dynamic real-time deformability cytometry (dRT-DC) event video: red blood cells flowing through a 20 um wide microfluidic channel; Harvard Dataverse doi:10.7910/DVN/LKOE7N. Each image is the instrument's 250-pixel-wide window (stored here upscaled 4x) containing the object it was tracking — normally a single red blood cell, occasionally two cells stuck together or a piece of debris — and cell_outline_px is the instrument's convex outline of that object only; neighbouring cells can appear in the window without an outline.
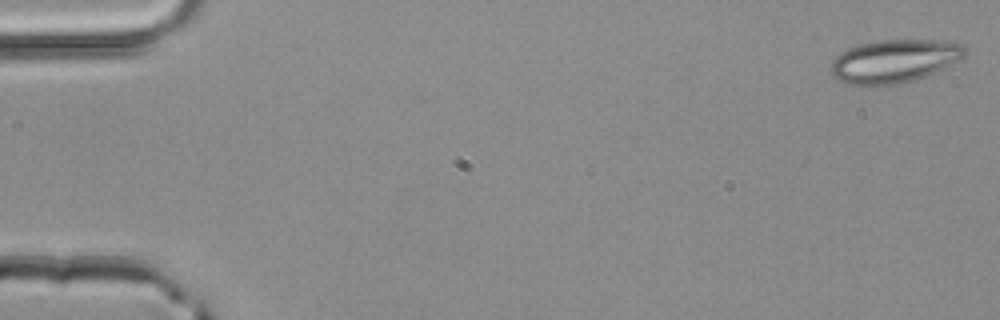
{"species": "common noctule bat (a hibernating species)", "species_latin": "Nyctalus noctula", "temperature_condition": "room temperature", "stored_images_in_passage": 3, "camera_frame_rate_fps": 3000, "um_per_image_px": 0.085, "animal": {"sex": "male", "body_mass_g": 20.4}, "frame": {"image": 1, "passage_image": 1, "time_ms": 0.0, "image_size_px": [1000, 320], "cell_outline_px": [[968, 52], [964, 60], [948, 68], [900, 84], [848, 84], [836, 80], [832, 76], [828, 68], [832, 60], [840, 52], [848, 48], [860, 44], [880, 40], [944, 40], [964, 44], [968, 48]], "centroid_in_image_um": [76.08, 5.18], "position_along_channel_um": 8.9, "area_um2": 34.45}}